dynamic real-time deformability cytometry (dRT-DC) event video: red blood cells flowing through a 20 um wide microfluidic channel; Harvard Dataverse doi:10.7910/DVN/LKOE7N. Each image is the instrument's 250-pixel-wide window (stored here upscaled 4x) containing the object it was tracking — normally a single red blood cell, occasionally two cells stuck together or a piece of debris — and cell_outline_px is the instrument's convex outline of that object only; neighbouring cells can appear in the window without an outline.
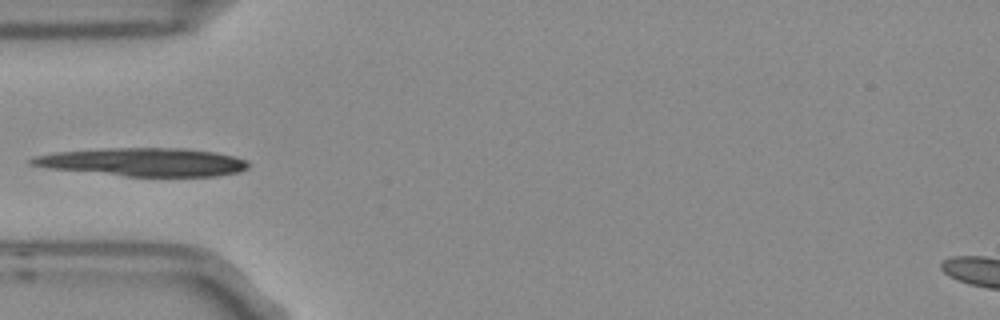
{"species": "Egyptian fruit bat (a non-hibernating species)", "species_latin": "Rousettus aegyptiacus", "temperature_condition": "room temperature", "stored_images_in_passage": 4, "camera_frame_rate_fps": 3000, "um_per_image_px": 0.085, "frame": {"image": 1, "passage_image": 3, "time_ms": 0.667, "image_size_px": [1000, 320], "cell_outline_px": [[248, 168], [240, 172], [216, 176], [124, 176], [48, 168], [28, 164], [28, 160], [32, 156], [52, 152], [104, 148], [184, 148], [216, 152], [232, 156], [244, 160], [248, 164]], "centroid_in_image_um": [12.12, 13.77], "position_along_channel_um": 72.9, "area_um2": 35.84}}